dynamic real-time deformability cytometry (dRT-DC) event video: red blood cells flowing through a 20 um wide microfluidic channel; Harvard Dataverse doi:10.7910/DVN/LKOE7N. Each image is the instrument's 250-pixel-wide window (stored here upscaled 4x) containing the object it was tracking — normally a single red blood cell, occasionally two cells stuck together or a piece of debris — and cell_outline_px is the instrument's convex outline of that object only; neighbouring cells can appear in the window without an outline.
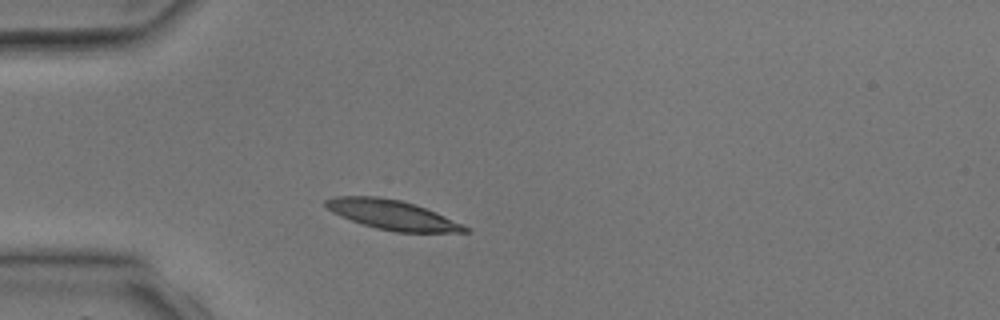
{"species": "common noctule bat (a hibernating species)", "species_latin": "Nyctalus noctula", "temperature_condition": "room temperature", "stored_images_in_passage": 1, "camera_frame_rate_fps": 3000, "um_per_image_px": 0.085, "animal": {"sex": "male", "body_mass_g": 17.9, "forearm_length_mm": 54.2}, "frame": {"image": 1, "passage_image": 1, "time_ms": 0.0, "image_size_px": [1000, 320], "cell_outline_px": [[472, 232], [396, 232], [376, 228], [340, 216], [332, 212], [324, 204], [324, 200], [332, 196], [380, 196], [400, 200], [416, 204], [436, 212], [472, 228]], "centroid_in_image_um": [33.37, 18.25], "position_along_channel_um": 51.6, "area_um2": 24.1}}